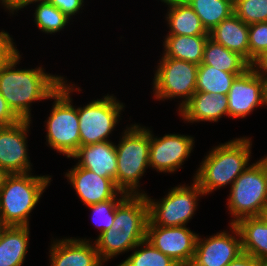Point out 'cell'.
<instances>
[{"instance_id": "20", "label": "cell", "mask_w": 267, "mask_h": 266, "mask_svg": "<svg viewBox=\"0 0 267 266\" xmlns=\"http://www.w3.org/2000/svg\"><path fill=\"white\" fill-rule=\"evenodd\" d=\"M249 25L234 13L209 32V38L241 55L249 63Z\"/></svg>"}, {"instance_id": "23", "label": "cell", "mask_w": 267, "mask_h": 266, "mask_svg": "<svg viewBox=\"0 0 267 266\" xmlns=\"http://www.w3.org/2000/svg\"><path fill=\"white\" fill-rule=\"evenodd\" d=\"M29 226H4L0 233V266H22L28 253Z\"/></svg>"}, {"instance_id": "14", "label": "cell", "mask_w": 267, "mask_h": 266, "mask_svg": "<svg viewBox=\"0 0 267 266\" xmlns=\"http://www.w3.org/2000/svg\"><path fill=\"white\" fill-rule=\"evenodd\" d=\"M198 234L186 226L165 227L147 224L146 240L177 263H191Z\"/></svg>"}, {"instance_id": "34", "label": "cell", "mask_w": 267, "mask_h": 266, "mask_svg": "<svg viewBox=\"0 0 267 266\" xmlns=\"http://www.w3.org/2000/svg\"><path fill=\"white\" fill-rule=\"evenodd\" d=\"M13 41L14 39L7 31L2 30L0 32V66L17 50L16 44Z\"/></svg>"}, {"instance_id": "27", "label": "cell", "mask_w": 267, "mask_h": 266, "mask_svg": "<svg viewBox=\"0 0 267 266\" xmlns=\"http://www.w3.org/2000/svg\"><path fill=\"white\" fill-rule=\"evenodd\" d=\"M239 75L221 71L214 66L200 64L197 72L196 91L227 95Z\"/></svg>"}, {"instance_id": "11", "label": "cell", "mask_w": 267, "mask_h": 266, "mask_svg": "<svg viewBox=\"0 0 267 266\" xmlns=\"http://www.w3.org/2000/svg\"><path fill=\"white\" fill-rule=\"evenodd\" d=\"M229 226L230 231L223 230L205 238L197 236L192 266H227L242 253L239 231L234 224Z\"/></svg>"}, {"instance_id": "2", "label": "cell", "mask_w": 267, "mask_h": 266, "mask_svg": "<svg viewBox=\"0 0 267 266\" xmlns=\"http://www.w3.org/2000/svg\"><path fill=\"white\" fill-rule=\"evenodd\" d=\"M149 207L145 194L127 195L116 207L112 227L98 235L94 243L101 260L132 251L146 239Z\"/></svg>"}, {"instance_id": "32", "label": "cell", "mask_w": 267, "mask_h": 266, "mask_svg": "<svg viewBox=\"0 0 267 266\" xmlns=\"http://www.w3.org/2000/svg\"><path fill=\"white\" fill-rule=\"evenodd\" d=\"M249 64L267 51V22L249 25Z\"/></svg>"}, {"instance_id": "18", "label": "cell", "mask_w": 267, "mask_h": 266, "mask_svg": "<svg viewBox=\"0 0 267 266\" xmlns=\"http://www.w3.org/2000/svg\"><path fill=\"white\" fill-rule=\"evenodd\" d=\"M112 141L80 146L70 157L78 160L77 166L89 169L101 177L111 178L116 184L117 154Z\"/></svg>"}, {"instance_id": "28", "label": "cell", "mask_w": 267, "mask_h": 266, "mask_svg": "<svg viewBox=\"0 0 267 266\" xmlns=\"http://www.w3.org/2000/svg\"><path fill=\"white\" fill-rule=\"evenodd\" d=\"M34 3L36 6L35 13L33 14L34 21L41 32L45 34L57 33L69 24L71 19L48 0H34L29 2L25 7Z\"/></svg>"}, {"instance_id": "4", "label": "cell", "mask_w": 267, "mask_h": 266, "mask_svg": "<svg viewBox=\"0 0 267 266\" xmlns=\"http://www.w3.org/2000/svg\"><path fill=\"white\" fill-rule=\"evenodd\" d=\"M9 174L0 190V222L4 226H29V216L52 176Z\"/></svg>"}, {"instance_id": "30", "label": "cell", "mask_w": 267, "mask_h": 266, "mask_svg": "<svg viewBox=\"0 0 267 266\" xmlns=\"http://www.w3.org/2000/svg\"><path fill=\"white\" fill-rule=\"evenodd\" d=\"M127 195L121 191L113 199L87 206L92 211L91 219L93 224L99 228V235L112 227L116 207Z\"/></svg>"}, {"instance_id": "22", "label": "cell", "mask_w": 267, "mask_h": 266, "mask_svg": "<svg viewBox=\"0 0 267 266\" xmlns=\"http://www.w3.org/2000/svg\"><path fill=\"white\" fill-rule=\"evenodd\" d=\"M234 225L241 237L242 252L267 261V219L264 215L245 217Z\"/></svg>"}, {"instance_id": "40", "label": "cell", "mask_w": 267, "mask_h": 266, "mask_svg": "<svg viewBox=\"0 0 267 266\" xmlns=\"http://www.w3.org/2000/svg\"><path fill=\"white\" fill-rule=\"evenodd\" d=\"M175 266H192L191 263H176Z\"/></svg>"}, {"instance_id": "44", "label": "cell", "mask_w": 267, "mask_h": 266, "mask_svg": "<svg viewBox=\"0 0 267 266\" xmlns=\"http://www.w3.org/2000/svg\"><path fill=\"white\" fill-rule=\"evenodd\" d=\"M3 227H4V225L0 222V233H1L2 229H3Z\"/></svg>"}, {"instance_id": "26", "label": "cell", "mask_w": 267, "mask_h": 266, "mask_svg": "<svg viewBox=\"0 0 267 266\" xmlns=\"http://www.w3.org/2000/svg\"><path fill=\"white\" fill-rule=\"evenodd\" d=\"M199 16L203 27L209 33L224 19L234 13L233 0H184Z\"/></svg>"}, {"instance_id": "19", "label": "cell", "mask_w": 267, "mask_h": 266, "mask_svg": "<svg viewBox=\"0 0 267 266\" xmlns=\"http://www.w3.org/2000/svg\"><path fill=\"white\" fill-rule=\"evenodd\" d=\"M178 113L185 123L218 122L222 116L229 117L228 98L224 94L196 91Z\"/></svg>"}, {"instance_id": "39", "label": "cell", "mask_w": 267, "mask_h": 266, "mask_svg": "<svg viewBox=\"0 0 267 266\" xmlns=\"http://www.w3.org/2000/svg\"><path fill=\"white\" fill-rule=\"evenodd\" d=\"M9 174L0 167V190L4 186L5 180Z\"/></svg>"}, {"instance_id": "9", "label": "cell", "mask_w": 267, "mask_h": 266, "mask_svg": "<svg viewBox=\"0 0 267 266\" xmlns=\"http://www.w3.org/2000/svg\"><path fill=\"white\" fill-rule=\"evenodd\" d=\"M153 78V97L157 100L182 99L178 111L196 92L199 65L170 57H161Z\"/></svg>"}, {"instance_id": "38", "label": "cell", "mask_w": 267, "mask_h": 266, "mask_svg": "<svg viewBox=\"0 0 267 266\" xmlns=\"http://www.w3.org/2000/svg\"><path fill=\"white\" fill-rule=\"evenodd\" d=\"M34 0H0L1 5L4 7L5 11H8L11 15L14 14V12H17L25 6Z\"/></svg>"}, {"instance_id": "33", "label": "cell", "mask_w": 267, "mask_h": 266, "mask_svg": "<svg viewBox=\"0 0 267 266\" xmlns=\"http://www.w3.org/2000/svg\"><path fill=\"white\" fill-rule=\"evenodd\" d=\"M52 5L58 8L68 18L79 14L80 9L84 6V0H48Z\"/></svg>"}, {"instance_id": "31", "label": "cell", "mask_w": 267, "mask_h": 266, "mask_svg": "<svg viewBox=\"0 0 267 266\" xmlns=\"http://www.w3.org/2000/svg\"><path fill=\"white\" fill-rule=\"evenodd\" d=\"M234 14L247 25L267 22V0H233Z\"/></svg>"}, {"instance_id": "37", "label": "cell", "mask_w": 267, "mask_h": 266, "mask_svg": "<svg viewBox=\"0 0 267 266\" xmlns=\"http://www.w3.org/2000/svg\"><path fill=\"white\" fill-rule=\"evenodd\" d=\"M250 67L267 82V51L258 56Z\"/></svg>"}, {"instance_id": "17", "label": "cell", "mask_w": 267, "mask_h": 266, "mask_svg": "<svg viewBox=\"0 0 267 266\" xmlns=\"http://www.w3.org/2000/svg\"><path fill=\"white\" fill-rule=\"evenodd\" d=\"M49 250L50 266H105L94 241L87 238H56Z\"/></svg>"}, {"instance_id": "10", "label": "cell", "mask_w": 267, "mask_h": 266, "mask_svg": "<svg viewBox=\"0 0 267 266\" xmlns=\"http://www.w3.org/2000/svg\"><path fill=\"white\" fill-rule=\"evenodd\" d=\"M123 103L114 94L92 100L83 107H77L80 132V146L109 140L124 111Z\"/></svg>"}, {"instance_id": "8", "label": "cell", "mask_w": 267, "mask_h": 266, "mask_svg": "<svg viewBox=\"0 0 267 266\" xmlns=\"http://www.w3.org/2000/svg\"><path fill=\"white\" fill-rule=\"evenodd\" d=\"M205 196L199 185L182 184L169 189V192L156 201L147 194L145 197L149 207V221L153 225L165 227L187 226L195 215L199 198Z\"/></svg>"}, {"instance_id": "13", "label": "cell", "mask_w": 267, "mask_h": 266, "mask_svg": "<svg viewBox=\"0 0 267 266\" xmlns=\"http://www.w3.org/2000/svg\"><path fill=\"white\" fill-rule=\"evenodd\" d=\"M31 122L32 120H20L13 125L0 126V167L8 174L32 171L27 146Z\"/></svg>"}, {"instance_id": "7", "label": "cell", "mask_w": 267, "mask_h": 266, "mask_svg": "<svg viewBox=\"0 0 267 266\" xmlns=\"http://www.w3.org/2000/svg\"><path fill=\"white\" fill-rule=\"evenodd\" d=\"M230 188L227 208L232 219L229 224L264 214L267 208V168L260 159L250 164Z\"/></svg>"}, {"instance_id": "12", "label": "cell", "mask_w": 267, "mask_h": 266, "mask_svg": "<svg viewBox=\"0 0 267 266\" xmlns=\"http://www.w3.org/2000/svg\"><path fill=\"white\" fill-rule=\"evenodd\" d=\"M154 136L150 130L149 167L159 173H174L181 169L193 152L194 138L176 133Z\"/></svg>"}, {"instance_id": "15", "label": "cell", "mask_w": 267, "mask_h": 266, "mask_svg": "<svg viewBox=\"0 0 267 266\" xmlns=\"http://www.w3.org/2000/svg\"><path fill=\"white\" fill-rule=\"evenodd\" d=\"M227 98L229 118H245L266 105V81L250 67L236 77Z\"/></svg>"}, {"instance_id": "1", "label": "cell", "mask_w": 267, "mask_h": 266, "mask_svg": "<svg viewBox=\"0 0 267 266\" xmlns=\"http://www.w3.org/2000/svg\"><path fill=\"white\" fill-rule=\"evenodd\" d=\"M21 57L17 49L0 66V93L21 120H32V103L51 99L65 77L47 73L42 66L16 69Z\"/></svg>"}, {"instance_id": "35", "label": "cell", "mask_w": 267, "mask_h": 266, "mask_svg": "<svg viewBox=\"0 0 267 266\" xmlns=\"http://www.w3.org/2000/svg\"><path fill=\"white\" fill-rule=\"evenodd\" d=\"M21 119L11 110L6 100L0 93V126L16 124Z\"/></svg>"}, {"instance_id": "42", "label": "cell", "mask_w": 267, "mask_h": 266, "mask_svg": "<svg viewBox=\"0 0 267 266\" xmlns=\"http://www.w3.org/2000/svg\"><path fill=\"white\" fill-rule=\"evenodd\" d=\"M267 106V82H266V105L265 107Z\"/></svg>"}, {"instance_id": "36", "label": "cell", "mask_w": 267, "mask_h": 266, "mask_svg": "<svg viewBox=\"0 0 267 266\" xmlns=\"http://www.w3.org/2000/svg\"><path fill=\"white\" fill-rule=\"evenodd\" d=\"M227 266H262V261L252 255L242 252Z\"/></svg>"}, {"instance_id": "3", "label": "cell", "mask_w": 267, "mask_h": 266, "mask_svg": "<svg viewBox=\"0 0 267 266\" xmlns=\"http://www.w3.org/2000/svg\"><path fill=\"white\" fill-rule=\"evenodd\" d=\"M252 140L240 137L212 147L203 158L193 180L205 195L234 183L250 165Z\"/></svg>"}, {"instance_id": "41", "label": "cell", "mask_w": 267, "mask_h": 266, "mask_svg": "<svg viewBox=\"0 0 267 266\" xmlns=\"http://www.w3.org/2000/svg\"><path fill=\"white\" fill-rule=\"evenodd\" d=\"M260 160L264 163V165H265L266 168H267V155L264 156V157H262Z\"/></svg>"}, {"instance_id": "6", "label": "cell", "mask_w": 267, "mask_h": 266, "mask_svg": "<svg viewBox=\"0 0 267 266\" xmlns=\"http://www.w3.org/2000/svg\"><path fill=\"white\" fill-rule=\"evenodd\" d=\"M64 80L51 96L54 100L50 114L45 121L46 142L51 149L70 158L80 147V132L77 107L73 106L72 92L79 87Z\"/></svg>"}, {"instance_id": "21", "label": "cell", "mask_w": 267, "mask_h": 266, "mask_svg": "<svg viewBox=\"0 0 267 266\" xmlns=\"http://www.w3.org/2000/svg\"><path fill=\"white\" fill-rule=\"evenodd\" d=\"M168 5L166 18L167 35H209L199 16L184 0H160Z\"/></svg>"}, {"instance_id": "24", "label": "cell", "mask_w": 267, "mask_h": 266, "mask_svg": "<svg viewBox=\"0 0 267 266\" xmlns=\"http://www.w3.org/2000/svg\"><path fill=\"white\" fill-rule=\"evenodd\" d=\"M208 38L209 35H167L163 41L162 57H170L200 65Z\"/></svg>"}, {"instance_id": "43", "label": "cell", "mask_w": 267, "mask_h": 266, "mask_svg": "<svg viewBox=\"0 0 267 266\" xmlns=\"http://www.w3.org/2000/svg\"><path fill=\"white\" fill-rule=\"evenodd\" d=\"M264 217L267 219V208L265 209V212H264Z\"/></svg>"}, {"instance_id": "25", "label": "cell", "mask_w": 267, "mask_h": 266, "mask_svg": "<svg viewBox=\"0 0 267 266\" xmlns=\"http://www.w3.org/2000/svg\"><path fill=\"white\" fill-rule=\"evenodd\" d=\"M201 64L214 66L216 69L235 75H241L250 68V64L241 55L228 50L210 38L205 44Z\"/></svg>"}, {"instance_id": "45", "label": "cell", "mask_w": 267, "mask_h": 266, "mask_svg": "<svg viewBox=\"0 0 267 266\" xmlns=\"http://www.w3.org/2000/svg\"><path fill=\"white\" fill-rule=\"evenodd\" d=\"M262 266H267V261H262Z\"/></svg>"}, {"instance_id": "16", "label": "cell", "mask_w": 267, "mask_h": 266, "mask_svg": "<svg viewBox=\"0 0 267 266\" xmlns=\"http://www.w3.org/2000/svg\"><path fill=\"white\" fill-rule=\"evenodd\" d=\"M65 177L86 207L113 199L121 192L113 179L77 165L68 169Z\"/></svg>"}, {"instance_id": "29", "label": "cell", "mask_w": 267, "mask_h": 266, "mask_svg": "<svg viewBox=\"0 0 267 266\" xmlns=\"http://www.w3.org/2000/svg\"><path fill=\"white\" fill-rule=\"evenodd\" d=\"M132 250L131 255L117 266H175L177 263L146 239Z\"/></svg>"}, {"instance_id": "5", "label": "cell", "mask_w": 267, "mask_h": 266, "mask_svg": "<svg viewBox=\"0 0 267 266\" xmlns=\"http://www.w3.org/2000/svg\"><path fill=\"white\" fill-rule=\"evenodd\" d=\"M116 148V186L128 195L146 194L140 179L149 167L150 129L138 124L126 126ZM141 190V191H140Z\"/></svg>"}]
</instances>
